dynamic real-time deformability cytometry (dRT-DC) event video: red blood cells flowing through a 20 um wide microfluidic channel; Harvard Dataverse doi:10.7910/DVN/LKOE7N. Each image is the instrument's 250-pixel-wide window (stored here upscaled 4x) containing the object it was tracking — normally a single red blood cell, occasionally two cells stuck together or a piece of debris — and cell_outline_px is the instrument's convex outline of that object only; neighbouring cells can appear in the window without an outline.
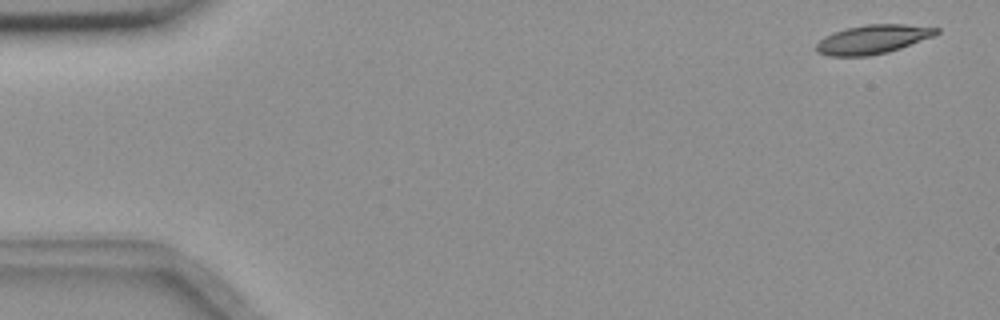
{"species": "common noctule bat (a hibernating species)", "species_latin": "Nyctalus noctula", "temperature_condition": "room temperature", "stored_images_in_passage": 5, "camera_frame_rate_fps": 3000, "um_per_image_px": 0.085, "animal": {"sex": "female", "body_mass_g": 18.4}, "frame": {"image": 1, "passage_image": 1, "time_ms": 0.0, "image_size_px": [1000, 320], "cell_outline_px": [[940, 32], [936, 36], [888, 52], [868, 56], [828, 56], [816, 52], [816, 44], [824, 36], [832, 32], [844, 28], [868, 24], [904, 24], [940, 28]], "centroid_in_image_um": [74.19, 3.34], "position_along_channel_um": 10.8, "area_um2": 20.52}}
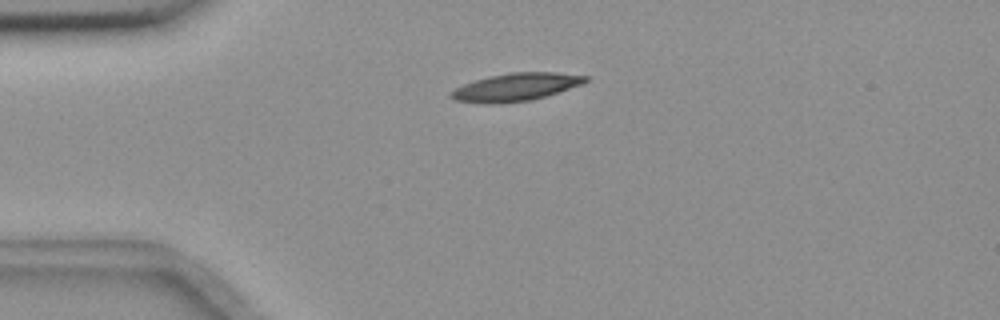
{"frame": {"image": 2, "passage_image": 4, "time_ms": 1.0, "image_size_px": [1000, 320], "cell_outline_px": [[588, 80], [580, 84], [544, 96], [528, 100], [492, 104], [480, 104], [456, 100], [448, 96], [448, 92], [464, 84], [488, 76], [512, 72], [556, 72], [588, 76]], "centroid_in_image_um": [43.77, 7.4], "position_along_channel_um": 41.2, "area_um2": 21.5}}